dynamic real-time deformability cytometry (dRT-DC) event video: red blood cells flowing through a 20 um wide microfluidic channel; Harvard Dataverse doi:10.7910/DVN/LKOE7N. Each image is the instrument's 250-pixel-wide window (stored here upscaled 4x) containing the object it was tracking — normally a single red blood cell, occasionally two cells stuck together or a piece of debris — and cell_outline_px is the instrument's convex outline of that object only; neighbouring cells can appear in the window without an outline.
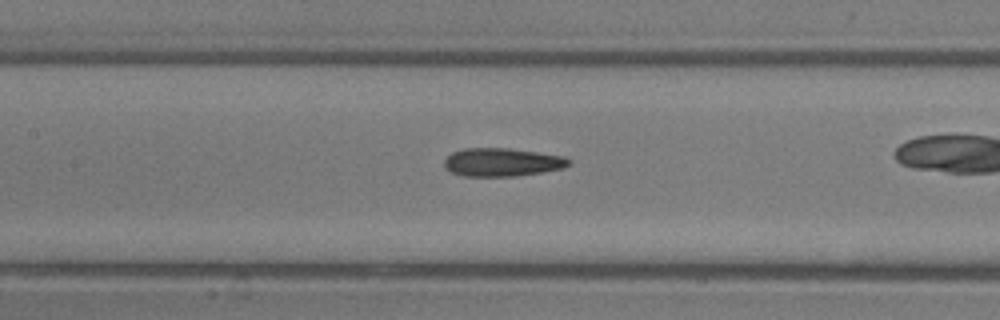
{"species": "common noctule bat (a hibernating species)", "species_latin": "Nyctalus noctula", "temperature_condition": "room temperature", "stored_images_in_passage": 36, "camera_frame_rate_fps": 3000, "um_per_image_px": 0.085, "animal": {"sex": "male", "body_mass_g": 13.3}, "frame": {"image": 1, "passage_image": 21, "time_ms": 6.667, "image_size_px": [1000, 320], "cell_outline_px": [[572, 160], [568, 164], [560, 168], [540, 172], [516, 176], [464, 176], [452, 172], [444, 168], [444, 160], [452, 152], [464, 148], [508, 148], [564, 156]], "centroid_in_image_um": [42.63, 13.78], "position_along_channel_um": 164.8, "area_um2": 20.35}}